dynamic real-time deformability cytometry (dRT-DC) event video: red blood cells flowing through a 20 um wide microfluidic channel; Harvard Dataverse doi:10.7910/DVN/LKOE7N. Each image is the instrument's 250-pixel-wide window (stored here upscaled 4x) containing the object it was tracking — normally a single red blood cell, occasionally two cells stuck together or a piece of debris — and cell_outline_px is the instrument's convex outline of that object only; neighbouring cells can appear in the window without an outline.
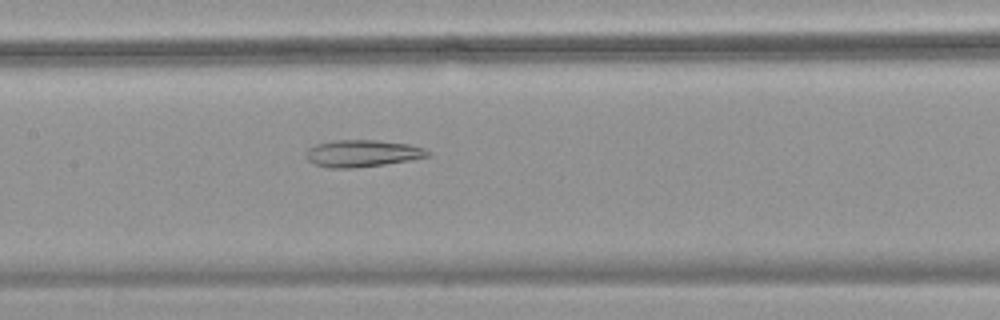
{"species": "common noctule bat (a hibernating species)", "species_latin": "Nyctalus noctula", "temperature_condition": "warm", "stored_images_in_passage": 47, "camera_frame_rate_fps": 3000, "um_per_image_px": 0.085, "animal": {"sex": "female", "body_mass_g": 18.4}, "frame": {"image": 1, "passage_image": 20, "time_ms": 6.333, "image_size_px": [1000, 320], "cell_outline_px": [[432, 156], [384, 164], [356, 168], [328, 168], [312, 164], [304, 156], [308, 148], [316, 144], [332, 140], [376, 140], [408, 144], [424, 148], [432, 152]], "centroid_in_image_um": [30.77, 13.04], "position_along_channel_um": 176.6, "area_um2": 19.36}}
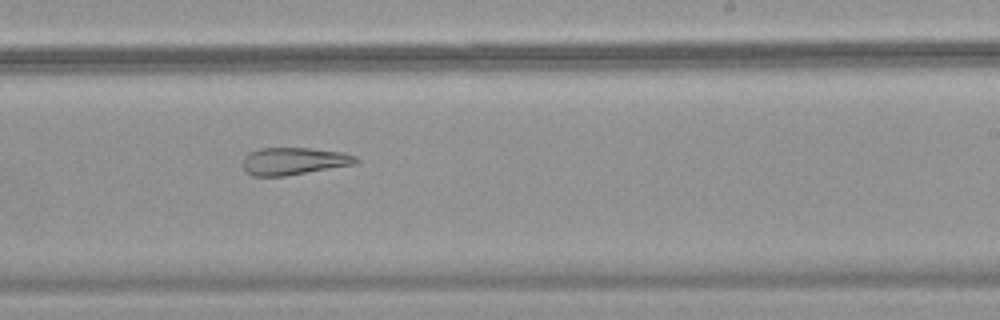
{"frame": {"image": 2, "passage_image": 27, "time_ms": 8.667, "image_size_px": [1000, 320], "cell_outline_px": [[360, 160], [356, 164], [284, 176], [252, 176], [244, 172], [244, 156], [248, 152], [260, 148], [308, 148], [344, 152], [356, 156]], "centroid_in_image_um": [24.97, 13.69], "position_along_channel_um": 264.0, "area_um2": 18.15}}
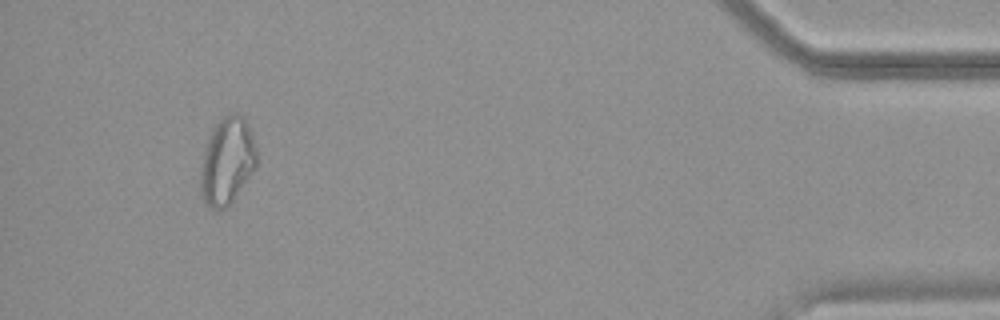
{"frame": {"image": 3, "passage_image": 44, "time_ms": 14.333, "image_size_px": [1000, 320], "cell_outline_px": [[256, 168], [232, 200], [220, 212], [208, 208], [204, 204], [200, 192], [200, 164], [204, 148], [208, 136], [212, 128], [224, 116], [232, 112], [244, 116], [248, 124], [256, 148]], "centroid_in_image_um": [19.26, 13.7], "position_along_channel_um": 415.9, "area_um2": 28.84}, "authors_computed_cell_mechanics": {"area_um2": 24.6806, "velocity_mm_per_s": 3.7728, "shape_relaxation_time_tau1_ms": null, "shape_relaxation_time_tau2_ms": 6.4775, "deformation_change_tau1": null, "deformation_change_tau2": 0.1966}}